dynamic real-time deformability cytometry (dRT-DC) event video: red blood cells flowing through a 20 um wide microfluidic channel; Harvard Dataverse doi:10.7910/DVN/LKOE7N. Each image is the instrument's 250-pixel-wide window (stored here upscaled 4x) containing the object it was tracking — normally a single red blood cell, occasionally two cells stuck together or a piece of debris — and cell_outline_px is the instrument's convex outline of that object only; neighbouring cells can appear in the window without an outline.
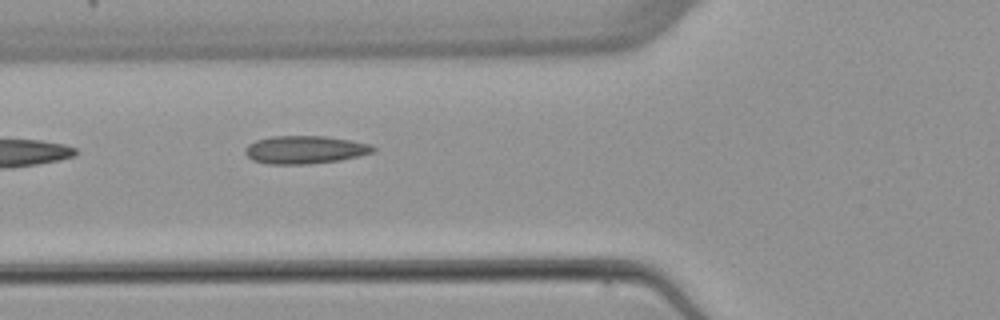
{"species": "common noctule bat (a hibernating species)", "species_latin": "Nyctalus noctula", "temperature_condition": "warm", "stored_images_in_passage": 2, "camera_frame_rate_fps": 3000, "um_per_image_px": 0.085, "animal": {"sex": "female", "body_mass_g": 22.7, "forearm_length_mm": 54.2}, "frame": {"image": 1, "passage_image": 2, "time_ms": 1.0, "image_size_px": [1000, 320], "cell_outline_px": [[376, 152], [360, 156], [340, 160], [308, 164], [268, 164], [252, 160], [244, 152], [244, 148], [248, 144], [256, 140], [272, 136], [324, 136], [372, 144], [376, 148]], "centroid_in_image_um": [25.93, 12.73], "position_along_channel_um": 99.9, "area_um2": 20.98}}